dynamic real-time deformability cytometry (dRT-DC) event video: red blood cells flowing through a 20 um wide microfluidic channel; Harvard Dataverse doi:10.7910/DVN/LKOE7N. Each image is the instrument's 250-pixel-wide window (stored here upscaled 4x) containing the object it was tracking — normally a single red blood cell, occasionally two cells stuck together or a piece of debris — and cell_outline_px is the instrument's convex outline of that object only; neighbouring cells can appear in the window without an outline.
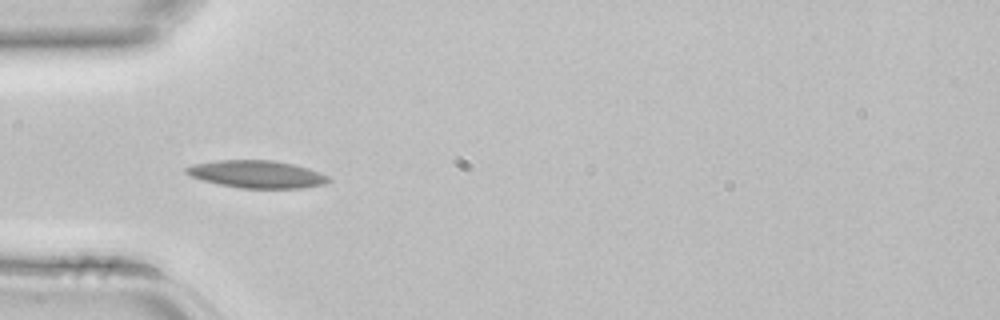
{"species": "common noctule bat (a hibernating species)", "species_latin": "Nyctalus noctula", "temperature_condition": "room temperature", "stored_images_in_passage": 3, "camera_frame_rate_fps": 3000, "um_per_image_px": 0.085, "animal": {"sex": "female", "body_mass_g": 22.7, "forearm_length_mm": 54.2}, "frame": {"image": 1, "passage_image": 3, "time_ms": 0.667, "image_size_px": [1000, 320], "cell_outline_px": [[332, 180], [324, 184], [304, 188], [240, 188], [220, 184], [204, 180], [192, 176], [184, 172], [184, 168], [192, 164], [216, 160], [272, 160], [292, 164], [308, 168], [320, 172], [328, 176]], "centroid_in_image_um": [21.84, 14.8], "position_along_channel_um": 63.2, "area_um2": 22.77}}